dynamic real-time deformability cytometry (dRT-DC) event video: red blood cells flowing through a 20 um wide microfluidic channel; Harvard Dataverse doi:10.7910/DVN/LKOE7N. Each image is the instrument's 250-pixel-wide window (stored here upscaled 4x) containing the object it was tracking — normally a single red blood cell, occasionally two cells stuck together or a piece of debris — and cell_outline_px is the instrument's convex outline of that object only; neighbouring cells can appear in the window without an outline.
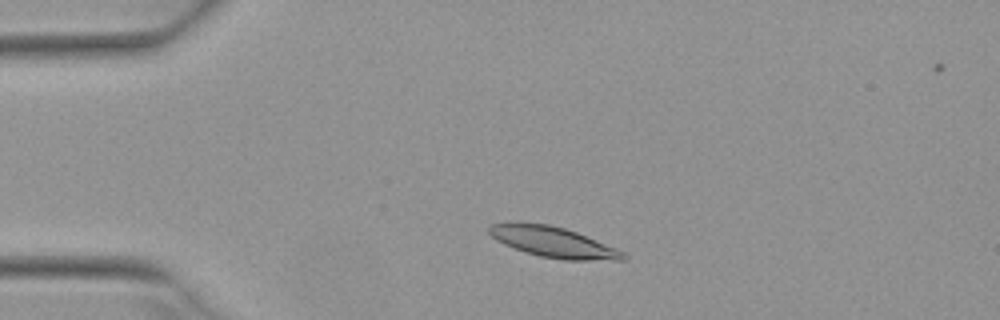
{"species": "Egyptian fruit bat (a non-hibernating species)", "species_latin": "Rousettus aegyptiacus", "temperature_condition": "warm", "stored_images_in_passage": 48, "camera_frame_rate_fps": 3000, "um_per_image_px": 0.085, "animal": {"sex": "female"}, "frame": {"image": 1, "passage_image": 7, "time_ms": 2.0, "image_size_px": [1000, 320], "cell_outline_px": [[628, 256], [624, 260], [564, 260], [540, 256], [524, 252], [504, 244], [496, 240], [488, 232], [488, 224], [516, 220], [548, 224], [564, 228], [576, 232], [616, 248], [624, 252]], "centroid_in_image_um": [46.95, 20.55], "position_along_channel_um": 38.0, "area_um2": 24.28}}
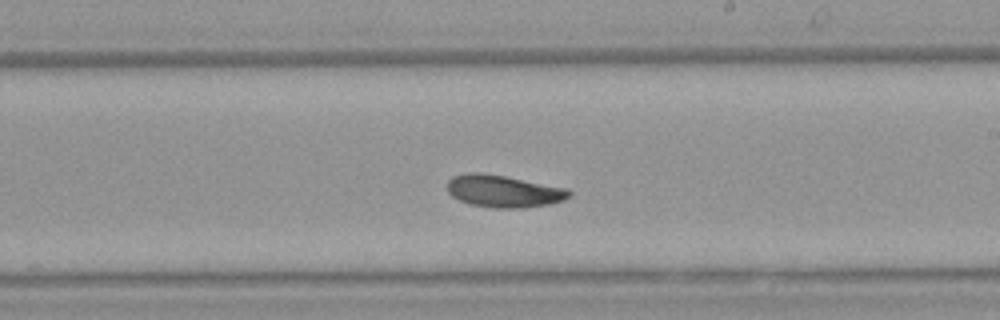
{"frame": {"image": 2, "passage_image": 26, "time_ms": 8.333, "image_size_px": [1000, 320], "cell_outline_px": [[572, 196], [564, 200], [548, 204], [520, 208], [492, 208], [468, 204], [452, 196], [448, 192], [448, 180], [452, 176], [468, 172], [480, 172], [504, 176], [568, 188], [572, 192]], "centroid_in_image_um": [42.8, 16.25], "position_along_channel_um": 246.2, "area_um2": 23.0}}
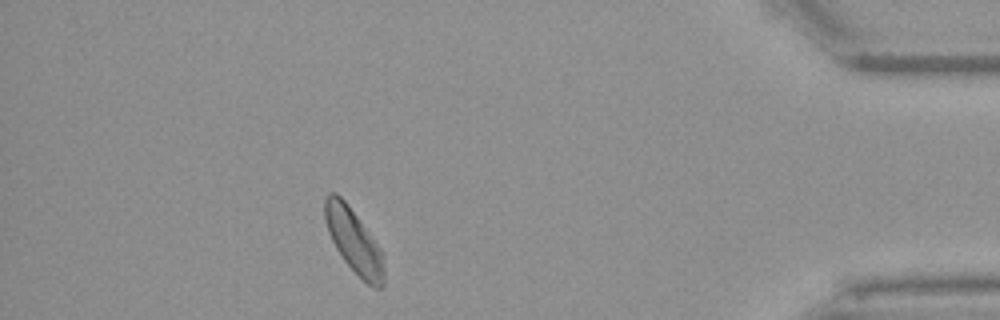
{"frame": {"image": 3, "passage_image": 42, "time_ms": 13.667, "image_size_px": [1000, 320], "cell_outline_px": [[384, 284], [380, 288], [372, 288], [344, 260], [336, 248], [328, 232], [324, 216], [324, 200], [328, 192], [336, 192], [344, 200], [380, 248], [384, 256]], "centroid_in_image_um": [30.07, 20.48], "position_along_channel_um": 405.1, "area_um2": 21.73}, "authors_computed_cell_mechanics": {"area_um2": 22.4264, "velocity_mm_per_s": 3.8867, "shape_relaxation_time_tau1_ms": 5.3945, "shape_relaxation_time_tau2_ms": 9.4256, "deformation_change_tau1": 0.1327, "deformation_change_tau2": 0.1503}}